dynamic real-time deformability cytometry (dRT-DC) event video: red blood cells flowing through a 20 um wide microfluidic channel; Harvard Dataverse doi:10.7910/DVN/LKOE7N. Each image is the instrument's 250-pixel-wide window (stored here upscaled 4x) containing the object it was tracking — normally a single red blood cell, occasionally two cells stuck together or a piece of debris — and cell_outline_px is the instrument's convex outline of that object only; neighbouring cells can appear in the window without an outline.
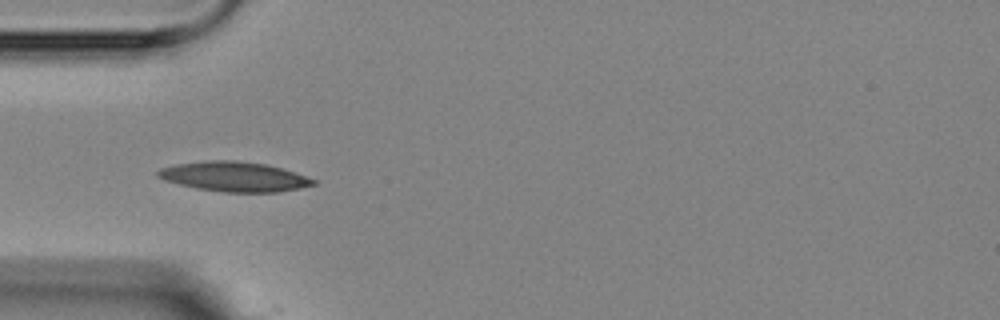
{"species": "Egyptian fruit bat (a non-hibernating species)", "species_latin": "Rousettus aegyptiacus", "temperature_condition": "room temperature", "stored_images_in_passage": 14, "camera_frame_rate_fps": 3000, "um_per_image_px": 0.085, "animal": {"sex": "female"}, "frame": {"image": 1, "passage_image": 6, "time_ms": 5.333, "image_size_px": [1000, 320], "cell_outline_px": [[316, 184], [300, 188], [276, 192], [224, 192], [196, 188], [164, 180], [156, 176], [156, 172], [160, 168], [176, 164], [204, 160], [236, 160], [264, 164], [280, 168], [316, 180]], "centroid_in_image_um": [19.85, 15.01], "position_along_channel_um": 65.1, "area_um2": 26.76}}
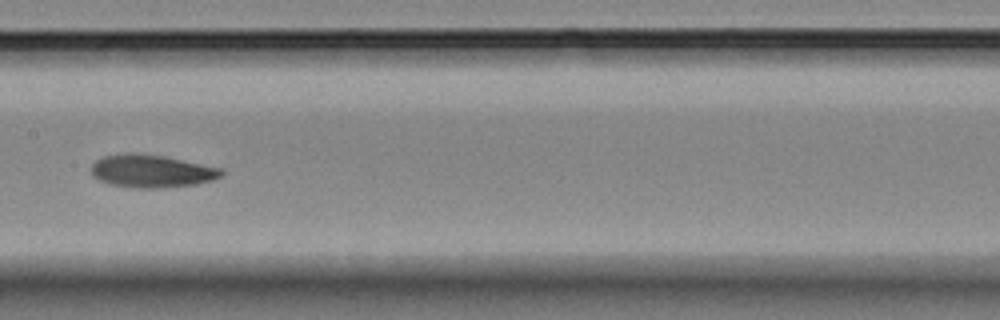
{"frame": {"image": 2, "passage_image": 9, "time_ms": 9.0, "image_size_px": [1000, 320], "cell_outline_px": [[224, 172], [220, 176], [212, 180], [196, 184], [160, 188], [136, 188], [108, 184], [92, 176], [92, 164], [96, 160], [104, 156], [124, 152], [136, 152], [164, 156], [220, 168]], "centroid_in_image_um": [12.84, 14.54], "position_along_channel_um": 194.6, "area_um2": 24.91}}
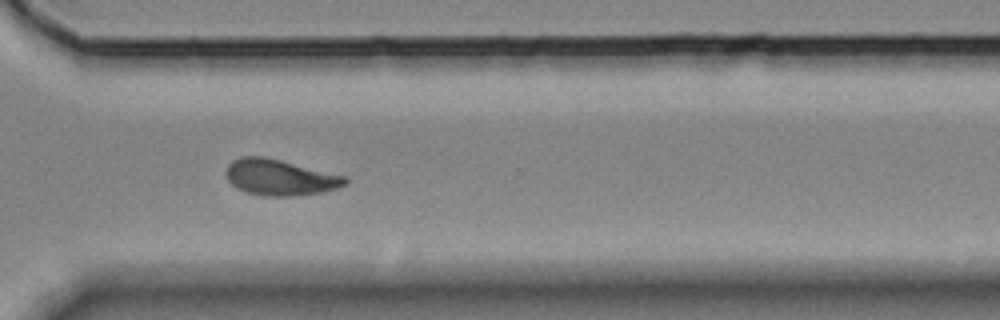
{"frame": {"image": 3, "passage_image": 13, "time_ms": 13.333, "image_size_px": [1000, 320], "cell_outline_px": [[348, 184], [324, 192], [288, 196], [264, 196], [248, 192], [236, 188], [228, 180], [224, 172], [228, 164], [232, 160], [240, 156], [264, 156], [348, 176]], "centroid_in_image_um": [23.8, 15.06], "position_along_channel_um": 346.8, "area_um2": 25.2}, "authors_computed_cell_mechanics": {"area_um2": 25.0852, "velocity_mm_per_s": 3.5258, "shape_relaxation_time_tau1_ms": 4.8513, "shape_relaxation_time_tau2_ms": 4.5216, "deformation_change_tau1": 0.1294, "deformation_change_tau2": 0.0695}}